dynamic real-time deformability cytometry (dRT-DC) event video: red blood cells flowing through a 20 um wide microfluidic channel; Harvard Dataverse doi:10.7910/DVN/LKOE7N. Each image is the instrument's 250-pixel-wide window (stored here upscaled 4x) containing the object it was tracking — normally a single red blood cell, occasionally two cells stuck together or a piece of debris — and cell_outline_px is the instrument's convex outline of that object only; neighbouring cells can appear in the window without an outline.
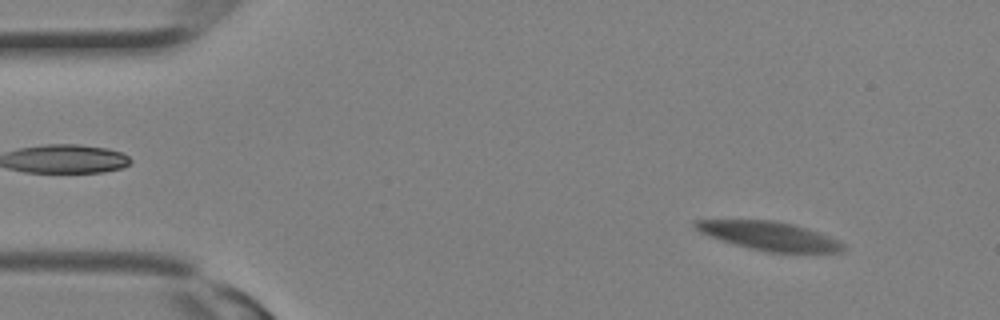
{"species": "Egyptian fruit bat (a non-hibernating species)", "species_latin": "Rousettus aegyptiacus", "temperature_condition": "room temperature", "stored_images_in_passage": 34, "camera_frame_rate_fps": 3000, "um_per_image_px": 0.085, "animal": {"sex": "female"}, "frame": {"image": 1, "passage_image": 3, "time_ms": 0.667, "image_size_px": [1000, 320], "cell_outline_px": [[844, 248], [840, 252], [764, 252], [736, 244], [700, 232], [692, 224], [692, 220], [772, 220], [792, 224], [828, 236], [844, 244]], "centroid_in_image_um": [65.36, 20.05], "position_along_channel_um": 19.6, "area_um2": 24.04}}
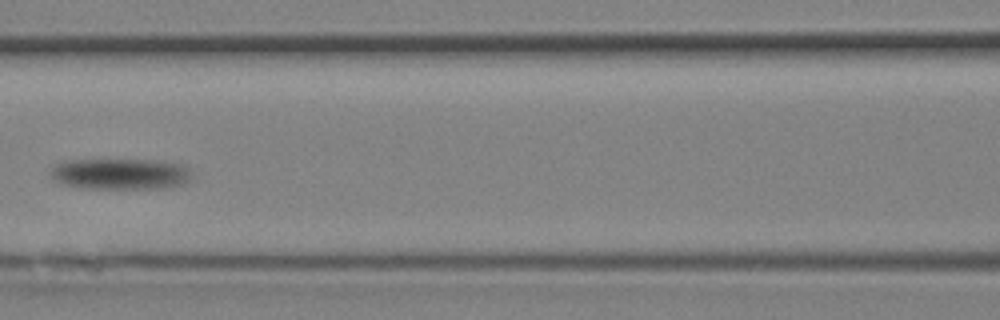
{"frame": {"image": 2, "passage_image": 15, "time_ms": 4.667, "image_size_px": [1000, 320], "cell_outline_px": [[192, 176], [184, 184], [164, 188], [84, 188], [64, 184], [56, 180], [52, 176], [52, 168], [56, 164], [68, 160], [152, 160], [180, 164], [188, 168]], "centroid_in_image_um": [10.26, 14.78], "position_along_channel_um": 156.3, "area_um2": 25.2}}
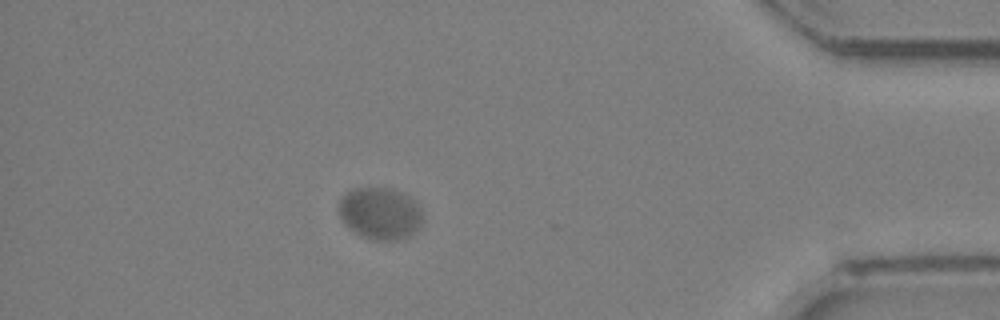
{"frame": {"image": 3, "passage_image": 30, "time_ms": 9.667, "image_size_px": [1000, 320], "cell_outline_px": [[420, 224], [408, 236], [396, 240], [372, 240], [348, 228], [344, 224], [336, 208], [340, 196], [344, 192], [356, 188], [392, 188], [404, 192], [420, 208]], "centroid_in_image_um": [32.22, 18.11], "position_along_channel_um": 403.0, "area_um2": 25.37}}